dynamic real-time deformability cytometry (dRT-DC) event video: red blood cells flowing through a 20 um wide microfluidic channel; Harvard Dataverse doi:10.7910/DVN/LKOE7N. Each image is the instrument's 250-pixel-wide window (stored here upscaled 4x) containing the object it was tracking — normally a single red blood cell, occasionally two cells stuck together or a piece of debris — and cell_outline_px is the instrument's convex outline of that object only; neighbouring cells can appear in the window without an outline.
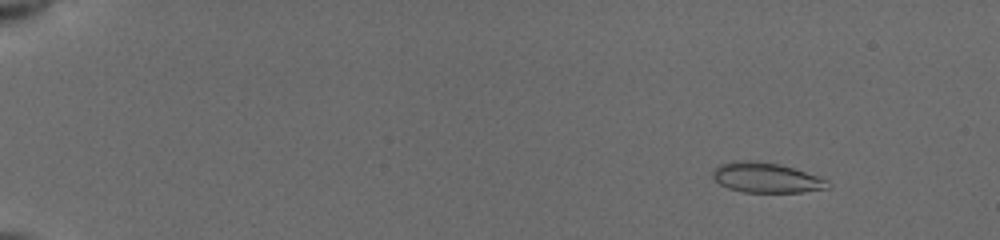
{"species": "common noctule bat (a hibernating species)", "species_latin": "Nyctalus noctula", "temperature_condition": "cold", "stored_images_in_passage": 54, "camera_frame_rate_fps": 3000, "um_per_image_px": 0.085, "animal": {"sex": "female", "body_mass_g": 19.5, "forearm_length_mm": 54.1}, "frame": {"image": 1, "passage_image": 6, "time_ms": 1.667, "image_size_px": [1000, 240], "cell_outline_px": [[832, 184], [828, 188], [800, 192], [744, 192], [728, 188], [720, 184], [712, 176], [712, 172], [720, 164], [736, 160], [748, 160], [780, 164], [828, 180]], "centroid_in_image_um": [65.12, 15.1], "position_along_channel_um": 19.9, "area_um2": 19.94}}
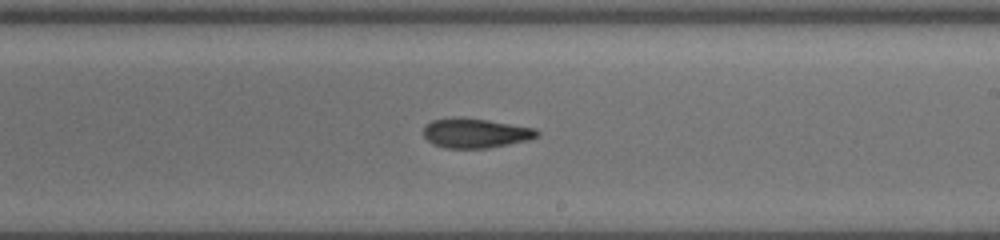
{"frame": {"image": 2, "passage_image": 34, "time_ms": 11.0, "image_size_px": [1000, 240], "cell_outline_px": [[540, 132], [536, 136], [528, 140], [488, 148], [444, 148], [432, 144], [424, 136], [424, 124], [432, 120], [456, 116], [488, 120], [536, 128]], "centroid_in_image_um": [40.38, 11.3], "position_along_channel_um": 248.6, "area_um2": 19.71}}
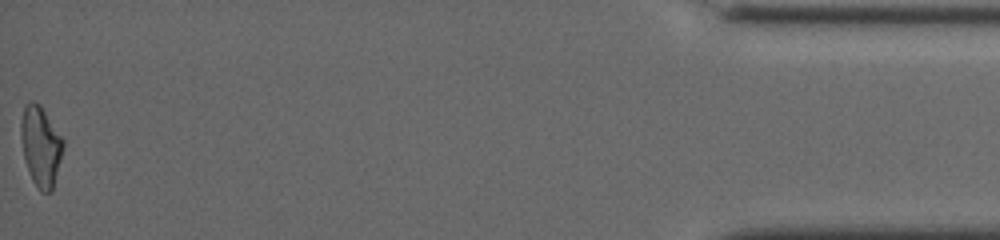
{"frame": {"image": 3, "passage_image": 54, "time_ms": 17.667, "image_size_px": [1000, 240], "cell_outline_px": [[64, 148], [52, 192], [40, 192], [36, 188], [32, 180], [24, 160], [20, 136], [20, 124], [24, 104], [32, 100], [40, 104], [64, 140]], "centroid_in_image_um": [3.45, 12.43], "position_along_channel_um": 431.7, "area_um2": 20.06}, "authors_computed_cell_mechanics": {"area_um2": 19.7676, "velocity_mm_per_s": 3.9368, "shape_relaxation_time_tau1_ms": null, "shape_relaxation_time_tau2_ms": 3.4129, "deformation_change_tau1": null, "deformation_change_tau2": 0.1087}}